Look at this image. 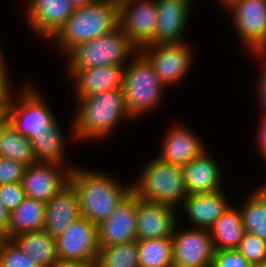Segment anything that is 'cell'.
<instances>
[{
    "label": "cell",
    "mask_w": 266,
    "mask_h": 267,
    "mask_svg": "<svg viewBox=\"0 0 266 267\" xmlns=\"http://www.w3.org/2000/svg\"><path fill=\"white\" fill-rule=\"evenodd\" d=\"M139 267H173L172 238L136 240Z\"/></svg>",
    "instance_id": "cell-28"
},
{
    "label": "cell",
    "mask_w": 266,
    "mask_h": 267,
    "mask_svg": "<svg viewBox=\"0 0 266 267\" xmlns=\"http://www.w3.org/2000/svg\"><path fill=\"white\" fill-rule=\"evenodd\" d=\"M189 43L146 45L139 51L153 65L158 78L165 87L175 85L187 76L193 52Z\"/></svg>",
    "instance_id": "cell-9"
},
{
    "label": "cell",
    "mask_w": 266,
    "mask_h": 267,
    "mask_svg": "<svg viewBox=\"0 0 266 267\" xmlns=\"http://www.w3.org/2000/svg\"><path fill=\"white\" fill-rule=\"evenodd\" d=\"M192 2L193 0H156L157 29L154 40L149 45L184 42L182 36L187 26Z\"/></svg>",
    "instance_id": "cell-17"
},
{
    "label": "cell",
    "mask_w": 266,
    "mask_h": 267,
    "mask_svg": "<svg viewBox=\"0 0 266 267\" xmlns=\"http://www.w3.org/2000/svg\"><path fill=\"white\" fill-rule=\"evenodd\" d=\"M72 6L76 8H80L89 4L96 2L97 0H69Z\"/></svg>",
    "instance_id": "cell-42"
},
{
    "label": "cell",
    "mask_w": 266,
    "mask_h": 267,
    "mask_svg": "<svg viewBox=\"0 0 266 267\" xmlns=\"http://www.w3.org/2000/svg\"><path fill=\"white\" fill-rule=\"evenodd\" d=\"M125 66H99L77 70L70 78L75 81L76 98L109 90L121 89Z\"/></svg>",
    "instance_id": "cell-22"
},
{
    "label": "cell",
    "mask_w": 266,
    "mask_h": 267,
    "mask_svg": "<svg viewBox=\"0 0 266 267\" xmlns=\"http://www.w3.org/2000/svg\"><path fill=\"white\" fill-rule=\"evenodd\" d=\"M225 7L251 55L266 54V0H231Z\"/></svg>",
    "instance_id": "cell-8"
},
{
    "label": "cell",
    "mask_w": 266,
    "mask_h": 267,
    "mask_svg": "<svg viewBox=\"0 0 266 267\" xmlns=\"http://www.w3.org/2000/svg\"><path fill=\"white\" fill-rule=\"evenodd\" d=\"M139 49L129 37L119 28L88 42H83L72 48L67 54L68 69L71 77L77 70L101 66H126ZM130 58V59H129Z\"/></svg>",
    "instance_id": "cell-4"
},
{
    "label": "cell",
    "mask_w": 266,
    "mask_h": 267,
    "mask_svg": "<svg viewBox=\"0 0 266 267\" xmlns=\"http://www.w3.org/2000/svg\"><path fill=\"white\" fill-rule=\"evenodd\" d=\"M211 267H253L237 249L215 250Z\"/></svg>",
    "instance_id": "cell-34"
},
{
    "label": "cell",
    "mask_w": 266,
    "mask_h": 267,
    "mask_svg": "<svg viewBox=\"0 0 266 267\" xmlns=\"http://www.w3.org/2000/svg\"><path fill=\"white\" fill-rule=\"evenodd\" d=\"M256 267H266V261L263 264L256 266Z\"/></svg>",
    "instance_id": "cell-47"
},
{
    "label": "cell",
    "mask_w": 266,
    "mask_h": 267,
    "mask_svg": "<svg viewBox=\"0 0 266 267\" xmlns=\"http://www.w3.org/2000/svg\"><path fill=\"white\" fill-rule=\"evenodd\" d=\"M209 230L215 250L236 249L245 234L240 210L229 206Z\"/></svg>",
    "instance_id": "cell-25"
},
{
    "label": "cell",
    "mask_w": 266,
    "mask_h": 267,
    "mask_svg": "<svg viewBox=\"0 0 266 267\" xmlns=\"http://www.w3.org/2000/svg\"><path fill=\"white\" fill-rule=\"evenodd\" d=\"M236 249L253 267L259 266L266 261V241L254 234L245 232Z\"/></svg>",
    "instance_id": "cell-32"
},
{
    "label": "cell",
    "mask_w": 266,
    "mask_h": 267,
    "mask_svg": "<svg viewBox=\"0 0 266 267\" xmlns=\"http://www.w3.org/2000/svg\"><path fill=\"white\" fill-rule=\"evenodd\" d=\"M77 100L79 109L74 116L72 132L70 131L74 140L103 139L113 133L123 118H131L122 88L87 95Z\"/></svg>",
    "instance_id": "cell-1"
},
{
    "label": "cell",
    "mask_w": 266,
    "mask_h": 267,
    "mask_svg": "<svg viewBox=\"0 0 266 267\" xmlns=\"http://www.w3.org/2000/svg\"><path fill=\"white\" fill-rule=\"evenodd\" d=\"M2 54H3L2 53V49L0 47V64H4L5 63V58H4V56Z\"/></svg>",
    "instance_id": "cell-45"
},
{
    "label": "cell",
    "mask_w": 266,
    "mask_h": 267,
    "mask_svg": "<svg viewBox=\"0 0 266 267\" xmlns=\"http://www.w3.org/2000/svg\"><path fill=\"white\" fill-rule=\"evenodd\" d=\"M26 166L27 165L20 161L1 157L0 185L13 182H21Z\"/></svg>",
    "instance_id": "cell-35"
},
{
    "label": "cell",
    "mask_w": 266,
    "mask_h": 267,
    "mask_svg": "<svg viewBox=\"0 0 266 267\" xmlns=\"http://www.w3.org/2000/svg\"><path fill=\"white\" fill-rule=\"evenodd\" d=\"M69 165L35 162L26 166L21 180L27 198L48 202L55 194L69 183Z\"/></svg>",
    "instance_id": "cell-13"
},
{
    "label": "cell",
    "mask_w": 266,
    "mask_h": 267,
    "mask_svg": "<svg viewBox=\"0 0 266 267\" xmlns=\"http://www.w3.org/2000/svg\"><path fill=\"white\" fill-rule=\"evenodd\" d=\"M118 182L111 175L74 167L69 183L77 193L80 215L97 225L105 220L131 191V185Z\"/></svg>",
    "instance_id": "cell-2"
},
{
    "label": "cell",
    "mask_w": 266,
    "mask_h": 267,
    "mask_svg": "<svg viewBox=\"0 0 266 267\" xmlns=\"http://www.w3.org/2000/svg\"><path fill=\"white\" fill-rule=\"evenodd\" d=\"M130 62L124 67L122 89L127 110L132 118H136L158 107L165 86L140 51Z\"/></svg>",
    "instance_id": "cell-6"
},
{
    "label": "cell",
    "mask_w": 266,
    "mask_h": 267,
    "mask_svg": "<svg viewBox=\"0 0 266 267\" xmlns=\"http://www.w3.org/2000/svg\"><path fill=\"white\" fill-rule=\"evenodd\" d=\"M1 144H2V126L0 127V158L3 157L2 150H1Z\"/></svg>",
    "instance_id": "cell-44"
},
{
    "label": "cell",
    "mask_w": 266,
    "mask_h": 267,
    "mask_svg": "<svg viewBox=\"0 0 266 267\" xmlns=\"http://www.w3.org/2000/svg\"><path fill=\"white\" fill-rule=\"evenodd\" d=\"M131 191L141 200L176 208L187 196L183 166L155 157L141 170L137 182L131 184Z\"/></svg>",
    "instance_id": "cell-5"
},
{
    "label": "cell",
    "mask_w": 266,
    "mask_h": 267,
    "mask_svg": "<svg viewBox=\"0 0 266 267\" xmlns=\"http://www.w3.org/2000/svg\"><path fill=\"white\" fill-rule=\"evenodd\" d=\"M80 217L77 193L68 183L46 203L43 230L56 238Z\"/></svg>",
    "instance_id": "cell-19"
},
{
    "label": "cell",
    "mask_w": 266,
    "mask_h": 267,
    "mask_svg": "<svg viewBox=\"0 0 266 267\" xmlns=\"http://www.w3.org/2000/svg\"><path fill=\"white\" fill-rule=\"evenodd\" d=\"M1 150L3 157L20 161L27 166L36 162L32 142L21 135L8 121L2 126Z\"/></svg>",
    "instance_id": "cell-29"
},
{
    "label": "cell",
    "mask_w": 266,
    "mask_h": 267,
    "mask_svg": "<svg viewBox=\"0 0 266 267\" xmlns=\"http://www.w3.org/2000/svg\"><path fill=\"white\" fill-rule=\"evenodd\" d=\"M118 27V6L110 0L76 8L73 15L51 38L68 53L76 45L96 39Z\"/></svg>",
    "instance_id": "cell-3"
},
{
    "label": "cell",
    "mask_w": 266,
    "mask_h": 267,
    "mask_svg": "<svg viewBox=\"0 0 266 267\" xmlns=\"http://www.w3.org/2000/svg\"><path fill=\"white\" fill-rule=\"evenodd\" d=\"M254 57L256 56L257 58L259 57V60L265 59L266 58V54H254ZM265 57V58H264ZM265 62V63H264ZM262 64L263 68L261 75L259 77L258 83L256 84V86L258 87V97L259 98V102L262 108H260L261 110H265L266 112V61H264Z\"/></svg>",
    "instance_id": "cell-37"
},
{
    "label": "cell",
    "mask_w": 266,
    "mask_h": 267,
    "mask_svg": "<svg viewBox=\"0 0 266 267\" xmlns=\"http://www.w3.org/2000/svg\"><path fill=\"white\" fill-rule=\"evenodd\" d=\"M96 267H139L137 241L100 248Z\"/></svg>",
    "instance_id": "cell-30"
},
{
    "label": "cell",
    "mask_w": 266,
    "mask_h": 267,
    "mask_svg": "<svg viewBox=\"0 0 266 267\" xmlns=\"http://www.w3.org/2000/svg\"><path fill=\"white\" fill-rule=\"evenodd\" d=\"M31 142L36 162L68 165L65 164V142L58 121L37 134Z\"/></svg>",
    "instance_id": "cell-26"
},
{
    "label": "cell",
    "mask_w": 266,
    "mask_h": 267,
    "mask_svg": "<svg viewBox=\"0 0 266 267\" xmlns=\"http://www.w3.org/2000/svg\"><path fill=\"white\" fill-rule=\"evenodd\" d=\"M8 121V104L0 103V127Z\"/></svg>",
    "instance_id": "cell-41"
},
{
    "label": "cell",
    "mask_w": 266,
    "mask_h": 267,
    "mask_svg": "<svg viewBox=\"0 0 266 267\" xmlns=\"http://www.w3.org/2000/svg\"><path fill=\"white\" fill-rule=\"evenodd\" d=\"M35 88L27 83L8 104L9 124L30 141L57 122L53 111Z\"/></svg>",
    "instance_id": "cell-7"
},
{
    "label": "cell",
    "mask_w": 266,
    "mask_h": 267,
    "mask_svg": "<svg viewBox=\"0 0 266 267\" xmlns=\"http://www.w3.org/2000/svg\"><path fill=\"white\" fill-rule=\"evenodd\" d=\"M0 267H40L11 240H0Z\"/></svg>",
    "instance_id": "cell-31"
},
{
    "label": "cell",
    "mask_w": 266,
    "mask_h": 267,
    "mask_svg": "<svg viewBox=\"0 0 266 267\" xmlns=\"http://www.w3.org/2000/svg\"><path fill=\"white\" fill-rule=\"evenodd\" d=\"M239 210L245 232L266 241V185L249 194Z\"/></svg>",
    "instance_id": "cell-27"
},
{
    "label": "cell",
    "mask_w": 266,
    "mask_h": 267,
    "mask_svg": "<svg viewBox=\"0 0 266 267\" xmlns=\"http://www.w3.org/2000/svg\"><path fill=\"white\" fill-rule=\"evenodd\" d=\"M26 20L38 36L51 39L73 15L69 0H29Z\"/></svg>",
    "instance_id": "cell-16"
},
{
    "label": "cell",
    "mask_w": 266,
    "mask_h": 267,
    "mask_svg": "<svg viewBox=\"0 0 266 267\" xmlns=\"http://www.w3.org/2000/svg\"><path fill=\"white\" fill-rule=\"evenodd\" d=\"M112 3H115L117 6H119L120 4H125L127 2H132V1H136V0H110Z\"/></svg>",
    "instance_id": "cell-43"
},
{
    "label": "cell",
    "mask_w": 266,
    "mask_h": 267,
    "mask_svg": "<svg viewBox=\"0 0 266 267\" xmlns=\"http://www.w3.org/2000/svg\"><path fill=\"white\" fill-rule=\"evenodd\" d=\"M9 227V212L0 201V238L7 239V229Z\"/></svg>",
    "instance_id": "cell-38"
},
{
    "label": "cell",
    "mask_w": 266,
    "mask_h": 267,
    "mask_svg": "<svg viewBox=\"0 0 266 267\" xmlns=\"http://www.w3.org/2000/svg\"><path fill=\"white\" fill-rule=\"evenodd\" d=\"M10 240L40 267H52L59 260L56 238L44 230L21 233Z\"/></svg>",
    "instance_id": "cell-23"
},
{
    "label": "cell",
    "mask_w": 266,
    "mask_h": 267,
    "mask_svg": "<svg viewBox=\"0 0 266 267\" xmlns=\"http://www.w3.org/2000/svg\"><path fill=\"white\" fill-rule=\"evenodd\" d=\"M6 66V62L0 64V103L2 104H9L14 96L10 90L8 68Z\"/></svg>",
    "instance_id": "cell-36"
},
{
    "label": "cell",
    "mask_w": 266,
    "mask_h": 267,
    "mask_svg": "<svg viewBox=\"0 0 266 267\" xmlns=\"http://www.w3.org/2000/svg\"><path fill=\"white\" fill-rule=\"evenodd\" d=\"M46 202L25 198L23 202L9 213L7 239L21 234L43 230Z\"/></svg>",
    "instance_id": "cell-24"
},
{
    "label": "cell",
    "mask_w": 266,
    "mask_h": 267,
    "mask_svg": "<svg viewBox=\"0 0 266 267\" xmlns=\"http://www.w3.org/2000/svg\"><path fill=\"white\" fill-rule=\"evenodd\" d=\"M174 207L137 197V240L172 238L177 225Z\"/></svg>",
    "instance_id": "cell-15"
},
{
    "label": "cell",
    "mask_w": 266,
    "mask_h": 267,
    "mask_svg": "<svg viewBox=\"0 0 266 267\" xmlns=\"http://www.w3.org/2000/svg\"><path fill=\"white\" fill-rule=\"evenodd\" d=\"M157 20L156 0H136L118 6V27L139 50L154 40Z\"/></svg>",
    "instance_id": "cell-11"
},
{
    "label": "cell",
    "mask_w": 266,
    "mask_h": 267,
    "mask_svg": "<svg viewBox=\"0 0 266 267\" xmlns=\"http://www.w3.org/2000/svg\"><path fill=\"white\" fill-rule=\"evenodd\" d=\"M206 151L183 166L187 195L208 194L222 190L220 168Z\"/></svg>",
    "instance_id": "cell-20"
},
{
    "label": "cell",
    "mask_w": 266,
    "mask_h": 267,
    "mask_svg": "<svg viewBox=\"0 0 266 267\" xmlns=\"http://www.w3.org/2000/svg\"><path fill=\"white\" fill-rule=\"evenodd\" d=\"M56 247L58 259L96 263L100 250L98 225L81 216L56 237Z\"/></svg>",
    "instance_id": "cell-10"
},
{
    "label": "cell",
    "mask_w": 266,
    "mask_h": 267,
    "mask_svg": "<svg viewBox=\"0 0 266 267\" xmlns=\"http://www.w3.org/2000/svg\"><path fill=\"white\" fill-rule=\"evenodd\" d=\"M52 267H96V263H84L59 259Z\"/></svg>",
    "instance_id": "cell-40"
},
{
    "label": "cell",
    "mask_w": 266,
    "mask_h": 267,
    "mask_svg": "<svg viewBox=\"0 0 266 267\" xmlns=\"http://www.w3.org/2000/svg\"><path fill=\"white\" fill-rule=\"evenodd\" d=\"M137 196L130 191L114 211L98 224L100 248L136 241Z\"/></svg>",
    "instance_id": "cell-14"
},
{
    "label": "cell",
    "mask_w": 266,
    "mask_h": 267,
    "mask_svg": "<svg viewBox=\"0 0 266 267\" xmlns=\"http://www.w3.org/2000/svg\"><path fill=\"white\" fill-rule=\"evenodd\" d=\"M222 190L208 194L187 195L181 206L187 219L196 228L210 229L215 221L229 208Z\"/></svg>",
    "instance_id": "cell-21"
},
{
    "label": "cell",
    "mask_w": 266,
    "mask_h": 267,
    "mask_svg": "<svg viewBox=\"0 0 266 267\" xmlns=\"http://www.w3.org/2000/svg\"><path fill=\"white\" fill-rule=\"evenodd\" d=\"M25 198L21 182L0 185V201L9 213L16 209Z\"/></svg>",
    "instance_id": "cell-33"
},
{
    "label": "cell",
    "mask_w": 266,
    "mask_h": 267,
    "mask_svg": "<svg viewBox=\"0 0 266 267\" xmlns=\"http://www.w3.org/2000/svg\"><path fill=\"white\" fill-rule=\"evenodd\" d=\"M172 236L173 267H211L215 248L209 229L189 228Z\"/></svg>",
    "instance_id": "cell-12"
},
{
    "label": "cell",
    "mask_w": 266,
    "mask_h": 267,
    "mask_svg": "<svg viewBox=\"0 0 266 267\" xmlns=\"http://www.w3.org/2000/svg\"><path fill=\"white\" fill-rule=\"evenodd\" d=\"M191 131L181 123L169 128L162 141L161 154L158 157L170 164L184 166L201 155L207 149Z\"/></svg>",
    "instance_id": "cell-18"
},
{
    "label": "cell",
    "mask_w": 266,
    "mask_h": 267,
    "mask_svg": "<svg viewBox=\"0 0 266 267\" xmlns=\"http://www.w3.org/2000/svg\"><path fill=\"white\" fill-rule=\"evenodd\" d=\"M265 115H263L262 118V123L260 125V132H258V139H259V148H260V152H261V156H263V158L266 160V112L264 113Z\"/></svg>",
    "instance_id": "cell-39"
},
{
    "label": "cell",
    "mask_w": 266,
    "mask_h": 267,
    "mask_svg": "<svg viewBox=\"0 0 266 267\" xmlns=\"http://www.w3.org/2000/svg\"><path fill=\"white\" fill-rule=\"evenodd\" d=\"M219 1L225 7L231 0H219Z\"/></svg>",
    "instance_id": "cell-46"
}]
</instances>
